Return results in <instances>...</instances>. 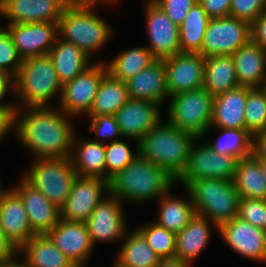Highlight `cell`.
Returning a JSON list of instances; mask_svg holds the SVG:
<instances>
[{
    "instance_id": "obj_20",
    "label": "cell",
    "mask_w": 266,
    "mask_h": 267,
    "mask_svg": "<svg viewBox=\"0 0 266 267\" xmlns=\"http://www.w3.org/2000/svg\"><path fill=\"white\" fill-rule=\"evenodd\" d=\"M0 227L17 250L36 235L30 227L22 199L13 188L4 187L0 194Z\"/></svg>"
},
{
    "instance_id": "obj_36",
    "label": "cell",
    "mask_w": 266,
    "mask_h": 267,
    "mask_svg": "<svg viewBox=\"0 0 266 267\" xmlns=\"http://www.w3.org/2000/svg\"><path fill=\"white\" fill-rule=\"evenodd\" d=\"M209 20L210 18L202 5L199 2L194 4L179 26L181 52H201L204 33Z\"/></svg>"
},
{
    "instance_id": "obj_33",
    "label": "cell",
    "mask_w": 266,
    "mask_h": 267,
    "mask_svg": "<svg viewBox=\"0 0 266 267\" xmlns=\"http://www.w3.org/2000/svg\"><path fill=\"white\" fill-rule=\"evenodd\" d=\"M129 100L126 82L109 72L102 78L93 105L86 116L112 115Z\"/></svg>"
},
{
    "instance_id": "obj_41",
    "label": "cell",
    "mask_w": 266,
    "mask_h": 267,
    "mask_svg": "<svg viewBox=\"0 0 266 267\" xmlns=\"http://www.w3.org/2000/svg\"><path fill=\"white\" fill-rule=\"evenodd\" d=\"M22 61L7 28L0 25V70L15 78Z\"/></svg>"
},
{
    "instance_id": "obj_32",
    "label": "cell",
    "mask_w": 266,
    "mask_h": 267,
    "mask_svg": "<svg viewBox=\"0 0 266 267\" xmlns=\"http://www.w3.org/2000/svg\"><path fill=\"white\" fill-rule=\"evenodd\" d=\"M126 231L124 240L117 259L113 263L114 267H155L160 257L147 244L144 236L137 230Z\"/></svg>"
},
{
    "instance_id": "obj_30",
    "label": "cell",
    "mask_w": 266,
    "mask_h": 267,
    "mask_svg": "<svg viewBox=\"0 0 266 267\" xmlns=\"http://www.w3.org/2000/svg\"><path fill=\"white\" fill-rule=\"evenodd\" d=\"M239 86L231 55H214L205 58L204 89L215 97Z\"/></svg>"
},
{
    "instance_id": "obj_12",
    "label": "cell",
    "mask_w": 266,
    "mask_h": 267,
    "mask_svg": "<svg viewBox=\"0 0 266 267\" xmlns=\"http://www.w3.org/2000/svg\"><path fill=\"white\" fill-rule=\"evenodd\" d=\"M108 194V181L105 179L77 176L65 204L60 209V218L85 223L98 203Z\"/></svg>"
},
{
    "instance_id": "obj_34",
    "label": "cell",
    "mask_w": 266,
    "mask_h": 267,
    "mask_svg": "<svg viewBox=\"0 0 266 267\" xmlns=\"http://www.w3.org/2000/svg\"><path fill=\"white\" fill-rule=\"evenodd\" d=\"M233 182L240 199H266V181L254 155L238 161Z\"/></svg>"
},
{
    "instance_id": "obj_46",
    "label": "cell",
    "mask_w": 266,
    "mask_h": 267,
    "mask_svg": "<svg viewBox=\"0 0 266 267\" xmlns=\"http://www.w3.org/2000/svg\"><path fill=\"white\" fill-rule=\"evenodd\" d=\"M210 19L230 16L231 0H198Z\"/></svg>"
},
{
    "instance_id": "obj_51",
    "label": "cell",
    "mask_w": 266,
    "mask_h": 267,
    "mask_svg": "<svg viewBox=\"0 0 266 267\" xmlns=\"http://www.w3.org/2000/svg\"><path fill=\"white\" fill-rule=\"evenodd\" d=\"M253 155L257 159H266V131L253 136Z\"/></svg>"
},
{
    "instance_id": "obj_44",
    "label": "cell",
    "mask_w": 266,
    "mask_h": 267,
    "mask_svg": "<svg viewBox=\"0 0 266 267\" xmlns=\"http://www.w3.org/2000/svg\"><path fill=\"white\" fill-rule=\"evenodd\" d=\"M266 11V0H231L230 16L250 24Z\"/></svg>"
},
{
    "instance_id": "obj_27",
    "label": "cell",
    "mask_w": 266,
    "mask_h": 267,
    "mask_svg": "<svg viewBox=\"0 0 266 267\" xmlns=\"http://www.w3.org/2000/svg\"><path fill=\"white\" fill-rule=\"evenodd\" d=\"M83 139H78L76 133L73 138L70 160L76 174L106 180L105 144Z\"/></svg>"
},
{
    "instance_id": "obj_15",
    "label": "cell",
    "mask_w": 266,
    "mask_h": 267,
    "mask_svg": "<svg viewBox=\"0 0 266 267\" xmlns=\"http://www.w3.org/2000/svg\"><path fill=\"white\" fill-rule=\"evenodd\" d=\"M162 60L169 97L203 88L205 58L200 53L180 52Z\"/></svg>"
},
{
    "instance_id": "obj_45",
    "label": "cell",
    "mask_w": 266,
    "mask_h": 267,
    "mask_svg": "<svg viewBox=\"0 0 266 267\" xmlns=\"http://www.w3.org/2000/svg\"><path fill=\"white\" fill-rule=\"evenodd\" d=\"M178 27L198 0H152Z\"/></svg>"
},
{
    "instance_id": "obj_53",
    "label": "cell",
    "mask_w": 266,
    "mask_h": 267,
    "mask_svg": "<svg viewBox=\"0 0 266 267\" xmlns=\"http://www.w3.org/2000/svg\"><path fill=\"white\" fill-rule=\"evenodd\" d=\"M18 255H19V253L15 254L11 258L1 260L0 261V267H27V264H26L24 258L22 259V261L17 260Z\"/></svg>"
},
{
    "instance_id": "obj_40",
    "label": "cell",
    "mask_w": 266,
    "mask_h": 267,
    "mask_svg": "<svg viewBox=\"0 0 266 267\" xmlns=\"http://www.w3.org/2000/svg\"><path fill=\"white\" fill-rule=\"evenodd\" d=\"M121 139L111 141L105 144V162H106V181H109L119 170L124 169L138 155V147L136 153Z\"/></svg>"
},
{
    "instance_id": "obj_35",
    "label": "cell",
    "mask_w": 266,
    "mask_h": 267,
    "mask_svg": "<svg viewBox=\"0 0 266 267\" xmlns=\"http://www.w3.org/2000/svg\"><path fill=\"white\" fill-rule=\"evenodd\" d=\"M212 128L221 133L218 139L206 141L215 153L235 157L238 161L253 155V135L246 129L210 127L201 138Z\"/></svg>"
},
{
    "instance_id": "obj_14",
    "label": "cell",
    "mask_w": 266,
    "mask_h": 267,
    "mask_svg": "<svg viewBox=\"0 0 266 267\" xmlns=\"http://www.w3.org/2000/svg\"><path fill=\"white\" fill-rule=\"evenodd\" d=\"M149 46L156 59H165L181 52L179 27L152 0L145 2Z\"/></svg>"
},
{
    "instance_id": "obj_24",
    "label": "cell",
    "mask_w": 266,
    "mask_h": 267,
    "mask_svg": "<svg viewBox=\"0 0 266 267\" xmlns=\"http://www.w3.org/2000/svg\"><path fill=\"white\" fill-rule=\"evenodd\" d=\"M249 89L239 86L215 96L210 127L246 129L244 115Z\"/></svg>"
},
{
    "instance_id": "obj_55",
    "label": "cell",
    "mask_w": 266,
    "mask_h": 267,
    "mask_svg": "<svg viewBox=\"0 0 266 267\" xmlns=\"http://www.w3.org/2000/svg\"><path fill=\"white\" fill-rule=\"evenodd\" d=\"M260 161L263 178L266 181V159H258Z\"/></svg>"
},
{
    "instance_id": "obj_29",
    "label": "cell",
    "mask_w": 266,
    "mask_h": 267,
    "mask_svg": "<svg viewBox=\"0 0 266 267\" xmlns=\"http://www.w3.org/2000/svg\"><path fill=\"white\" fill-rule=\"evenodd\" d=\"M172 190L173 188L159 198V214L157 221L154 220V222L177 234L188 225L196 212L190 193L187 190V198L174 197L170 193Z\"/></svg>"
},
{
    "instance_id": "obj_43",
    "label": "cell",
    "mask_w": 266,
    "mask_h": 267,
    "mask_svg": "<svg viewBox=\"0 0 266 267\" xmlns=\"http://www.w3.org/2000/svg\"><path fill=\"white\" fill-rule=\"evenodd\" d=\"M90 119L91 126L88 130L95 131L96 138L94 139L97 142L106 144L109 140L118 141V137L123 138L120 127L117 124L115 116L112 115H103V116H87ZM107 140V142L105 141Z\"/></svg>"
},
{
    "instance_id": "obj_4",
    "label": "cell",
    "mask_w": 266,
    "mask_h": 267,
    "mask_svg": "<svg viewBox=\"0 0 266 267\" xmlns=\"http://www.w3.org/2000/svg\"><path fill=\"white\" fill-rule=\"evenodd\" d=\"M100 3L70 2L58 21V37L92 57L112 37V27L95 12Z\"/></svg>"
},
{
    "instance_id": "obj_2",
    "label": "cell",
    "mask_w": 266,
    "mask_h": 267,
    "mask_svg": "<svg viewBox=\"0 0 266 267\" xmlns=\"http://www.w3.org/2000/svg\"><path fill=\"white\" fill-rule=\"evenodd\" d=\"M175 184L176 179L165 169L138 154L124 169L110 177L108 189L110 195L123 203H143L159 199Z\"/></svg>"
},
{
    "instance_id": "obj_8",
    "label": "cell",
    "mask_w": 266,
    "mask_h": 267,
    "mask_svg": "<svg viewBox=\"0 0 266 267\" xmlns=\"http://www.w3.org/2000/svg\"><path fill=\"white\" fill-rule=\"evenodd\" d=\"M168 122L175 128L202 137L209 130L214 96L200 88L169 97Z\"/></svg>"
},
{
    "instance_id": "obj_22",
    "label": "cell",
    "mask_w": 266,
    "mask_h": 267,
    "mask_svg": "<svg viewBox=\"0 0 266 267\" xmlns=\"http://www.w3.org/2000/svg\"><path fill=\"white\" fill-rule=\"evenodd\" d=\"M13 189L22 199L32 231L36 235L47 234L58 223L60 209L23 177Z\"/></svg>"
},
{
    "instance_id": "obj_57",
    "label": "cell",
    "mask_w": 266,
    "mask_h": 267,
    "mask_svg": "<svg viewBox=\"0 0 266 267\" xmlns=\"http://www.w3.org/2000/svg\"><path fill=\"white\" fill-rule=\"evenodd\" d=\"M261 89H262V90L265 92V94H266V79L264 80Z\"/></svg>"
},
{
    "instance_id": "obj_9",
    "label": "cell",
    "mask_w": 266,
    "mask_h": 267,
    "mask_svg": "<svg viewBox=\"0 0 266 267\" xmlns=\"http://www.w3.org/2000/svg\"><path fill=\"white\" fill-rule=\"evenodd\" d=\"M198 141L201 144L196 143ZM204 141L201 137L194 141L186 168L176 179V183L186 186L189 182L199 179L234 180L238 160L232 156L215 153Z\"/></svg>"
},
{
    "instance_id": "obj_38",
    "label": "cell",
    "mask_w": 266,
    "mask_h": 267,
    "mask_svg": "<svg viewBox=\"0 0 266 267\" xmlns=\"http://www.w3.org/2000/svg\"><path fill=\"white\" fill-rule=\"evenodd\" d=\"M246 130L255 136L266 131V94L261 88H250L245 105Z\"/></svg>"
},
{
    "instance_id": "obj_3",
    "label": "cell",
    "mask_w": 266,
    "mask_h": 267,
    "mask_svg": "<svg viewBox=\"0 0 266 267\" xmlns=\"http://www.w3.org/2000/svg\"><path fill=\"white\" fill-rule=\"evenodd\" d=\"M197 138L196 135L161 120L140 139L138 154L177 179L186 168L191 147Z\"/></svg>"
},
{
    "instance_id": "obj_1",
    "label": "cell",
    "mask_w": 266,
    "mask_h": 267,
    "mask_svg": "<svg viewBox=\"0 0 266 267\" xmlns=\"http://www.w3.org/2000/svg\"><path fill=\"white\" fill-rule=\"evenodd\" d=\"M73 119L54 105L16 108L13 134L34 159L67 158L76 133Z\"/></svg>"
},
{
    "instance_id": "obj_37",
    "label": "cell",
    "mask_w": 266,
    "mask_h": 267,
    "mask_svg": "<svg viewBox=\"0 0 266 267\" xmlns=\"http://www.w3.org/2000/svg\"><path fill=\"white\" fill-rule=\"evenodd\" d=\"M156 58L147 47H133L106 63L108 72L116 79L127 81L152 64Z\"/></svg>"
},
{
    "instance_id": "obj_23",
    "label": "cell",
    "mask_w": 266,
    "mask_h": 267,
    "mask_svg": "<svg viewBox=\"0 0 266 267\" xmlns=\"http://www.w3.org/2000/svg\"><path fill=\"white\" fill-rule=\"evenodd\" d=\"M126 82L129 99L162 104L169 98L166 71L162 59H156Z\"/></svg>"
},
{
    "instance_id": "obj_26",
    "label": "cell",
    "mask_w": 266,
    "mask_h": 267,
    "mask_svg": "<svg viewBox=\"0 0 266 267\" xmlns=\"http://www.w3.org/2000/svg\"><path fill=\"white\" fill-rule=\"evenodd\" d=\"M211 224V220L195 214L176 234L174 257L192 265L211 240Z\"/></svg>"
},
{
    "instance_id": "obj_25",
    "label": "cell",
    "mask_w": 266,
    "mask_h": 267,
    "mask_svg": "<svg viewBox=\"0 0 266 267\" xmlns=\"http://www.w3.org/2000/svg\"><path fill=\"white\" fill-rule=\"evenodd\" d=\"M231 56L239 85L261 88L266 79V50L250 40Z\"/></svg>"
},
{
    "instance_id": "obj_13",
    "label": "cell",
    "mask_w": 266,
    "mask_h": 267,
    "mask_svg": "<svg viewBox=\"0 0 266 267\" xmlns=\"http://www.w3.org/2000/svg\"><path fill=\"white\" fill-rule=\"evenodd\" d=\"M125 220L123 202L108 194L85 222L93 246L99 241L116 242L124 239L127 231Z\"/></svg>"
},
{
    "instance_id": "obj_47",
    "label": "cell",
    "mask_w": 266,
    "mask_h": 267,
    "mask_svg": "<svg viewBox=\"0 0 266 267\" xmlns=\"http://www.w3.org/2000/svg\"><path fill=\"white\" fill-rule=\"evenodd\" d=\"M16 105L0 106V140L15 131Z\"/></svg>"
},
{
    "instance_id": "obj_31",
    "label": "cell",
    "mask_w": 266,
    "mask_h": 267,
    "mask_svg": "<svg viewBox=\"0 0 266 267\" xmlns=\"http://www.w3.org/2000/svg\"><path fill=\"white\" fill-rule=\"evenodd\" d=\"M24 255L27 267H70L73 262L67 258L46 235H35L18 253Z\"/></svg>"
},
{
    "instance_id": "obj_6",
    "label": "cell",
    "mask_w": 266,
    "mask_h": 267,
    "mask_svg": "<svg viewBox=\"0 0 266 267\" xmlns=\"http://www.w3.org/2000/svg\"><path fill=\"white\" fill-rule=\"evenodd\" d=\"M185 189L190 193L196 214L218 227L238 216L239 194L234 182L226 179H199L189 182Z\"/></svg>"
},
{
    "instance_id": "obj_18",
    "label": "cell",
    "mask_w": 266,
    "mask_h": 267,
    "mask_svg": "<svg viewBox=\"0 0 266 267\" xmlns=\"http://www.w3.org/2000/svg\"><path fill=\"white\" fill-rule=\"evenodd\" d=\"M70 0H0V16L16 23H58Z\"/></svg>"
},
{
    "instance_id": "obj_17",
    "label": "cell",
    "mask_w": 266,
    "mask_h": 267,
    "mask_svg": "<svg viewBox=\"0 0 266 267\" xmlns=\"http://www.w3.org/2000/svg\"><path fill=\"white\" fill-rule=\"evenodd\" d=\"M7 30L23 60L48 55L58 37V23L52 22L8 24Z\"/></svg>"
},
{
    "instance_id": "obj_5",
    "label": "cell",
    "mask_w": 266,
    "mask_h": 267,
    "mask_svg": "<svg viewBox=\"0 0 266 267\" xmlns=\"http://www.w3.org/2000/svg\"><path fill=\"white\" fill-rule=\"evenodd\" d=\"M14 85V93L21 101L15 102L16 108L49 107L56 93L61 97L62 84L49 55L24 59Z\"/></svg>"
},
{
    "instance_id": "obj_39",
    "label": "cell",
    "mask_w": 266,
    "mask_h": 267,
    "mask_svg": "<svg viewBox=\"0 0 266 267\" xmlns=\"http://www.w3.org/2000/svg\"><path fill=\"white\" fill-rule=\"evenodd\" d=\"M136 229L144 236L147 244L160 258H173L175 254L176 234L159 226L155 222H149Z\"/></svg>"
},
{
    "instance_id": "obj_54",
    "label": "cell",
    "mask_w": 266,
    "mask_h": 267,
    "mask_svg": "<svg viewBox=\"0 0 266 267\" xmlns=\"http://www.w3.org/2000/svg\"><path fill=\"white\" fill-rule=\"evenodd\" d=\"M75 3H102L103 5H110L112 3L118 2V0H70Z\"/></svg>"
},
{
    "instance_id": "obj_50",
    "label": "cell",
    "mask_w": 266,
    "mask_h": 267,
    "mask_svg": "<svg viewBox=\"0 0 266 267\" xmlns=\"http://www.w3.org/2000/svg\"><path fill=\"white\" fill-rule=\"evenodd\" d=\"M14 91L15 85H14V77L9 75L8 73L0 70V101L5 97V95L8 93V90ZM5 105H16L12 103H0V106Z\"/></svg>"
},
{
    "instance_id": "obj_10",
    "label": "cell",
    "mask_w": 266,
    "mask_h": 267,
    "mask_svg": "<svg viewBox=\"0 0 266 267\" xmlns=\"http://www.w3.org/2000/svg\"><path fill=\"white\" fill-rule=\"evenodd\" d=\"M108 73L106 62L90 65L73 80L62 85L60 108L71 117L87 115L93 105L102 78Z\"/></svg>"
},
{
    "instance_id": "obj_19",
    "label": "cell",
    "mask_w": 266,
    "mask_h": 267,
    "mask_svg": "<svg viewBox=\"0 0 266 267\" xmlns=\"http://www.w3.org/2000/svg\"><path fill=\"white\" fill-rule=\"evenodd\" d=\"M160 104L151 101L129 99L114 115L123 138L140 139L161 120Z\"/></svg>"
},
{
    "instance_id": "obj_52",
    "label": "cell",
    "mask_w": 266,
    "mask_h": 267,
    "mask_svg": "<svg viewBox=\"0 0 266 267\" xmlns=\"http://www.w3.org/2000/svg\"><path fill=\"white\" fill-rule=\"evenodd\" d=\"M193 265L180 260L179 258H160L155 267H192Z\"/></svg>"
},
{
    "instance_id": "obj_16",
    "label": "cell",
    "mask_w": 266,
    "mask_h": 267,
    "mask_svg": "<svg viewBox=\"0 0 266 267\" xmlns=\"http://www.w3.org/2000/svg\"><path fill=\"white\" fill-rule=\"evenodd\" d=\"M223 240L243 257L266 263V231L236 216L218 227Z\"/></svg>"
},
{
    "instance_id": "obj_42",
    "label": "cell",
    "mask_w": 266,
    "mask_h": 267,
    "mask_svg": "<svg viewBox=\"0 0 266 267\" xmlns=\"http://www.w3.org/2000/svg\"><path fill=\"white\" fill-rule=\"evenodd\" d=\"M238 217L266 231V199H240Z\"/></svg>"
},
{
    "instance_id": "obj_28",
    "label": "cell",
    "mask_w": 266,
    "mask_h": 267,
    "mask_svg": "<svg viewBox=\"0 0 266 267\" xmlns=\"http://www.w3.org/2000/svg\"><path fill=\"white\" fill-rule=\"evenodd\" d=\"M48 55L54 64L58 80L62 85L73 80L92 65L91 57L83 50L59 37L56 38Z\"/></svg>"
},
{
    "instance_id": "obj_49",
    "label": "cell",
    "mask_w": 266,
    "mask_h": 267,
    "mask_svg": "<svg viewBox=\"0 0 266 267\" xmlns=\"http://www.w3.org/2000/svg\"><path fill=\"white\" fill-rule=\"evenodd\" d=\"M18 250L8 240L3 229L0 227V261L13 257Z\"/></svg>"
},
{
    "instance_id": "obj_58",
    "label": "cell",
    "mask_w": 266,
    "mask_h": 267,
    "mask_svg": "<svg viewBox=\"0 0 266 267\" xmlns=\"http://www.w3.org/2000/svg\"><path fill=\"white\" fill-rule=\"evenodd\" d=\"M2 183H1V181H0V194H1V192L4 190L3 189V186L1 185Z\"/></svg>"
},
{
    "instance_id": "obj_7",
    "label": "cell",
    "mask_w": 266,
    "mask_h": 267,
    "mask_svg": "<svg viewBox=\"0 0 266 267\" xmlns=\"http://www.w3.org/2000/svg\"><path fill=\"white\" fill-rule=\"evenodd\" d=\"M22 177L42 195L61 209L72 189L77 174L70 157L35 158Z\"/></svg>"
},
{
    "instance_id": "obj_48",
    "label": "cell",
    "mask_w": 266,
    "mask_h": 267,
    "mask_svg": "<svg viewBox=\"0 0 266 267\" xmlns=\"http://www.w3.org/2000/svg\"><path fill=\"white\" fill-rule=\"evenodd\" d=\"M251 40L266 50V11L251 23Z\"/></svg>"
},
{
    "instance_id": "obj_11",
    "label": "cell",
    "mask_w": 266,
    "mask_h": 267,
    "mask_svg": "<svg viewBox=\"0 0 266 267\" xmlns=\"http://www.w3.org/2000/svg\"><path fill=\"white\" fill-rule=\"evenodd\" d=\"M251 40V24L227 16L210 19L204 33L200 54L206 58L214 55H233Z\"/></svg>"
},
{
    "instance_id": "obj_56",
    "label": "cell",
    "mask_w": 266,
    "mask_h": 267,
    "mask_svg": "<svg viewBox=\"0 0 266 267\" xmlns=\"http://www.w3.org/2000/svg\"><path fill=\"white\" fill-rule=\"evenodd\" d=\"M70 267H86V263H73Z\"/></svg>"
},
{
    "instance_id": "obj_21",
    "label": "cell",
    "mask_w": 266,
    "mask_h": 267,
    "mask_svg": "<svg viewBox=\"0 0 266 267\" xmlns=\"http://www.w3.org/2000/svg\"><path fill=\"white\" fill-rule=\"evenodd\" d=\"M46 235L73 263H87L94 249L86 223L83 222L60 218Z\"/></svg>"
}]
</instances>
